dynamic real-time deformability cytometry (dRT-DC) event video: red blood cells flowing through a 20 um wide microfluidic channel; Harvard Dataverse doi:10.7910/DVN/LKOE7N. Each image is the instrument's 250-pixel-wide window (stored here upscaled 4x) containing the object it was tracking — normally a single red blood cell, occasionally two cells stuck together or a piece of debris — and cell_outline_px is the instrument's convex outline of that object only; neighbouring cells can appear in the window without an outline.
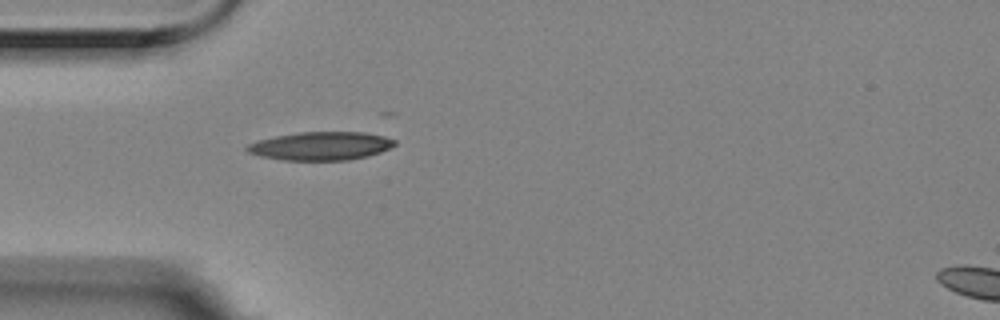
{"species": "Egyptian fruit bat (a non-hibernating species)", "species_latin": "Rousettus aegyptiacus", "temperature_condition": "room temperature", "stored_images_in_passage": 1, "camera_frame_rate_fps": 3000, "um_per_image_px": 0.085, "animal": {"sex": "female"}, "frame": {"image": 1, "passage_image": 1, "time_ms": 0.0, "image_size_px": [1000, 320], "cell_outline_px": [[396, 144], [380, 152], [368, 156], [348, 160], [280, 160], [260, 156], [248, 152], [244, 148], [248, 144], [256, 140], [276, 136], [300, 132], [364, 132], [384, 136], [396, 140]], "centroid_in_image_um": [27.24, 12.41], "position_along_channel_um": 57.8, "area_um2": 24.45}}